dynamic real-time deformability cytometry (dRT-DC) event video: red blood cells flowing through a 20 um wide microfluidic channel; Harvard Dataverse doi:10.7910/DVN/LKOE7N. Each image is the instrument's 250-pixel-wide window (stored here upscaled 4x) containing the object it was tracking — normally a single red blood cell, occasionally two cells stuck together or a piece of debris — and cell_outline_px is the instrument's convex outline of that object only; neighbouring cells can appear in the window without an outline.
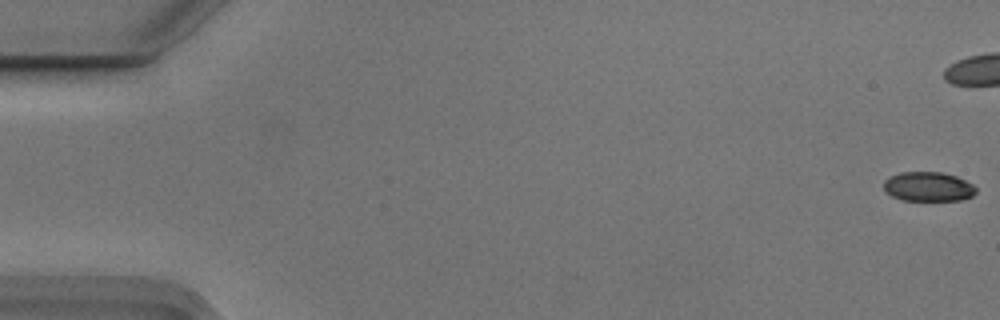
{"species": "Egyptian fruit bat (a non-hibernating species)", "species_latin": "Rousettus aegyptiacus", "temperature_condition": "cold", "stored_images_in_passage": 45, "camera_frame_rate_fps": 3000, "um_per_image_px": 0.085, "animal": {"sex": "male"}, "frame": {"image": 1, "passage_image": 1, "time_ms": 0.0, "image_size_px": [1000, 320], "cell_outline_px": [[976, 192], [972, 196], [960, 200], [904, 200], [892, 196], [884, 188], [884, 180], [888, 176], [900, 172], [944, 172], [956, 176], [972, 184], [976, 188]], "centroid_in_image_um": [78.9, 15.85], "position_along_channel_um": 6.1, "area_um2": 15.78}}
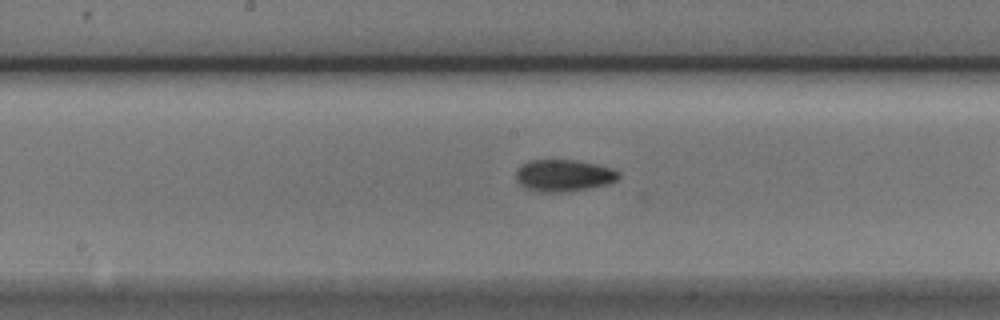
{"frame": {"image": 2, "passage_image": 29, "time_ms": 9.333, "image_size_px": [1000, 320], "cell_outline_px": [[620, 176], [616, 180], [608, 184], [568, 192], [540, 192], [524, 188], [516, 180], [516, 168], [520, 164], [528, 160], [576, 160], [596, 164], [612, 168], [620, 172]], "centroid_in_image_um": [47.88, 14.91], "position_along_channel_um": 200.3, "area_um2": 19.36}}
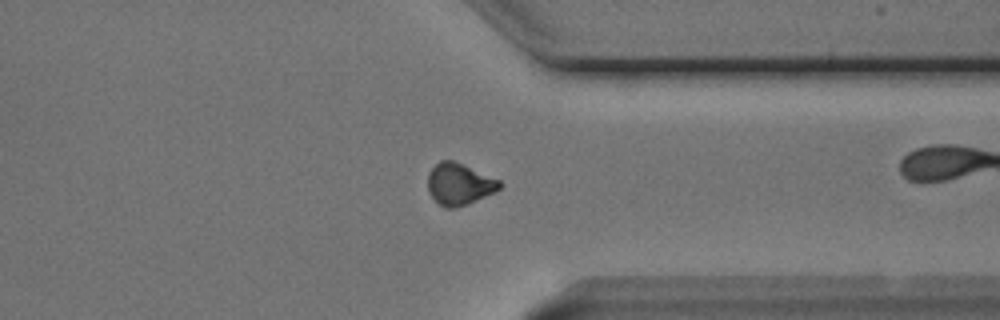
{"frame": {"image": 3, "passage_image": 43, "time_ms": 14.0, "image_size_px": [1000, 320], "cell_outline_px": [[504, 184], [496, 192], [468, 204], [456, 208], [444, 208], [428, 192], [428, 176], [432, 168], [440, 160], [452, 160], [500, 180]], "centroid_in_image_um": [39.06, 15.66], "position_along_channel_um": 372.3, "area_um2": 17.4}}